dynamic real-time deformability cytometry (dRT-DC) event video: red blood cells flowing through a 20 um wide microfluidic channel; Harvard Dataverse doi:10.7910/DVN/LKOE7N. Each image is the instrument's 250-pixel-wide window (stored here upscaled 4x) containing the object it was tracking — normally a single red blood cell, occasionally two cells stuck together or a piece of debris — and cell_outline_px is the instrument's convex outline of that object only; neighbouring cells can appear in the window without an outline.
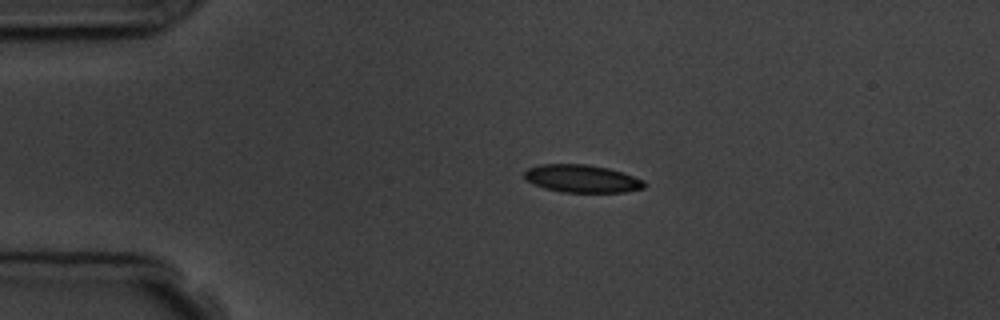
{"species": "common noctule bat (a hibernating species)", "species_latin": "Nyctalus noctula", "temperature_condition": "room temperature", "stored_images_in_passage": 5, "camera_frame_rate_fps": 3000, "um_per_image_px": 0.085, "animal": {"sex": "male", "body_mass_g": 19.5, "forearm_length_mm": 54.6}, "frame": {"image": 1, "passage_image": 3, "time_ms": 2.333, "image_size_px": [1000, 320], "cell_outline_px": [[644, 188], [624, 192], [560, 192], [544, 188], [532, 184], [524, 176], [524, 172], [528, 168], [540, 164], [588, 164], [608, 168], [644, 180]], "centroid_in_image_um": [49.43, 15.18], "position_along_channel_um": 35.6, "area_um2": 19.31}}
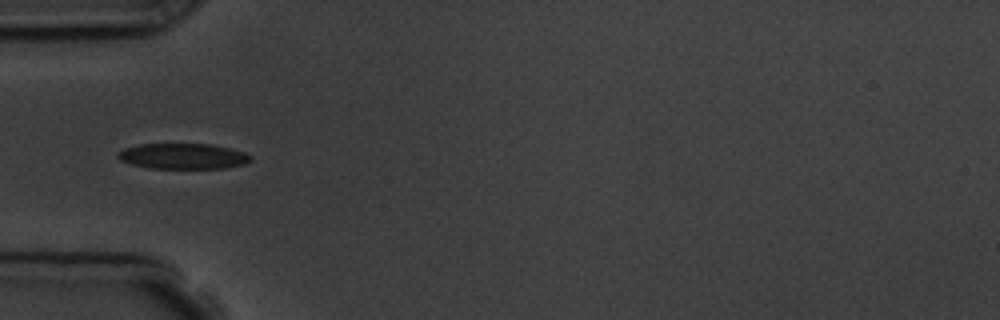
{"frame": {"image": 2, "passage_image": 5, "time_ms": 4.333, "image_size_px": [1000, 320], "cell_outline_px": [[252, 160], [244, 164], [224, 168], [148, 168], [132, 164], [120, 160], [116, 156], [116, 152], [124, 148], [140, 144], [212, 144], [244, 152], [252, 156]], "centroid_in_image_um": [15.53, 13.27], "position_along_channel_um": 69.5, "area_um2": 19.83}}